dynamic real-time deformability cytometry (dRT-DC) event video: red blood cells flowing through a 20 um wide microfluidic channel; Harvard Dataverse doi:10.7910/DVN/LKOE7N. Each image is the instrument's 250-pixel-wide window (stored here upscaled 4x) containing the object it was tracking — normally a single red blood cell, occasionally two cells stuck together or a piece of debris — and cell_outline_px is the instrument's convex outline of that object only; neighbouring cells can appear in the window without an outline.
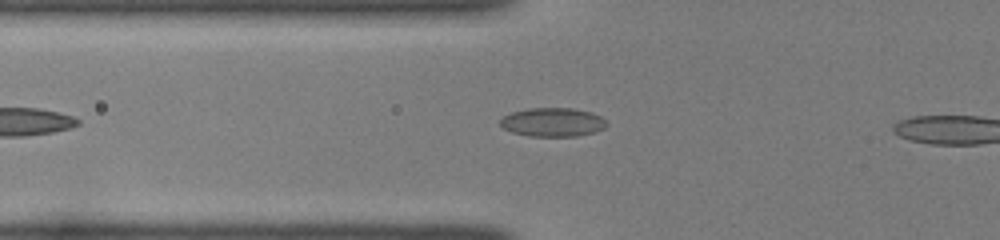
{"species": "common noctule bat (a hibernating species)", "species_latin": "Nyctalus noctula", "temperature_condition": "room temperature", "stored_images_in_passage": 36, "camera_frame_rate_fps": 3000, "um_per_image_px": 0.085, "animal": {"sex": "female", "body_mass_g": 22.0, "forearm_length_mm": 56.7}, "frame": {"image": 1, "passage_image": 9, "time_ms": 2.667, "image_size_px": [1000, 240], "cell_outline_px": [[608, 124], [604, 128], [596, 132], [576, 136], [528, 136], [512, 132], [504, 128], [500, 124], [500, 120], [504, 116], [512, 112], [528, 108], [572, 108], [592, 112], [600, 116]], "centroid_in_image_um": [46.99, 10.38], "position_along_channel_um": 78.8, "area_um2": 17.86}}
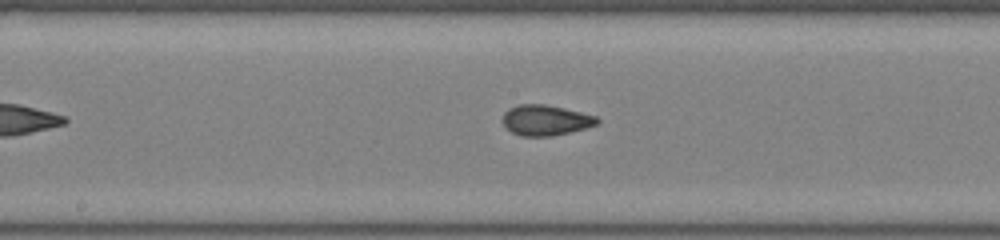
{"frame": {"image": 2, "passage_image": 18, "time_ms": 5.667, "image_size_px": [1000, 240], "cell_outline_px": [[600, 120], [596, 124], [584, 128], [552, 136], [520, 136], [512, 132], [504, 124], [504, 112], [508, 108], [520, 104], [544, 104], [564, 108], [596, 116]], "centroid_in_image_um": [46.36, 10.21], "position_along_channel_um": 201.8, "area_um2": 16.53}}
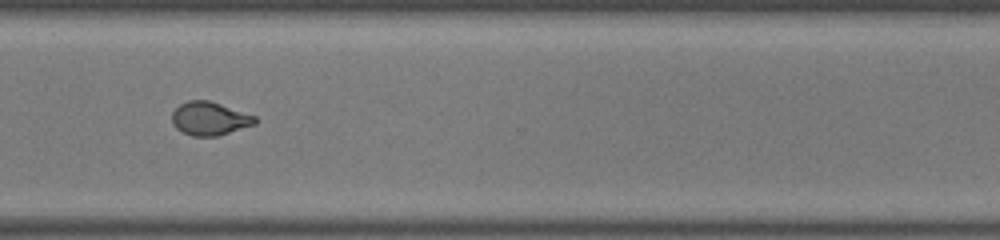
{"frame": {"image": 3, "passage_image": 29, "time_ms": 9.333, "image_size_px": [1000, 240], "cell_outline_px": [[256, 124], [216, 136], [192, 136], [176, 128], [172, 124], [172, 112], [180, 104], [188, 100], [208, 100], [256, 116]], "centroid_in_image_um": [17.8, 10.07], "position_along_channel_um": 352.8, "area_um2": 16.01}}